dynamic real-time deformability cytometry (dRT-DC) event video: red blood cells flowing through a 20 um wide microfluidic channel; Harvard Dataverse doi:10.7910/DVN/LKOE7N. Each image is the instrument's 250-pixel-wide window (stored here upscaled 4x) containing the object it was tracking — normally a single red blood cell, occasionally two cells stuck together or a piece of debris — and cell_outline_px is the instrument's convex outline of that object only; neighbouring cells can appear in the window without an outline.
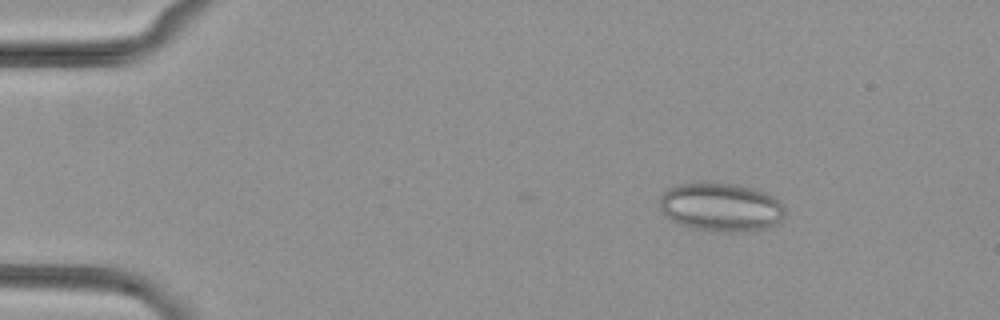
{"species": "common noctule bat (a hibernating species)", "species_latin": "Nyctalus noctula", "temperature_condition": "cold", "stored_images_in_passage": 4, "camera_frame_rate_fps": 3000, "um_per_image_px": 0.085, "animal": {"sex": "female", "body_mass_g": 29.2, "forearm_length_mm": 56.3}, "frame": {"image": 1, "passage_image": 1, "time_ms": 0.0, "image_size_px": [1000, 320], "cell_outline_px": [[784, 216], [780, 224], [756, 232], [716, 232], [692, 228], [680, 224], [672, 220], [660, 208], [660, 196], [668, 188], [680, 184], [704, 180], [736, 184], [752, 188], [764, 192], [772, 196], [784, 204]], "centroid_in_image_um": [61.32, 17.61], "position_along_channel_um": 23.7, "area_um2": 36.41}}